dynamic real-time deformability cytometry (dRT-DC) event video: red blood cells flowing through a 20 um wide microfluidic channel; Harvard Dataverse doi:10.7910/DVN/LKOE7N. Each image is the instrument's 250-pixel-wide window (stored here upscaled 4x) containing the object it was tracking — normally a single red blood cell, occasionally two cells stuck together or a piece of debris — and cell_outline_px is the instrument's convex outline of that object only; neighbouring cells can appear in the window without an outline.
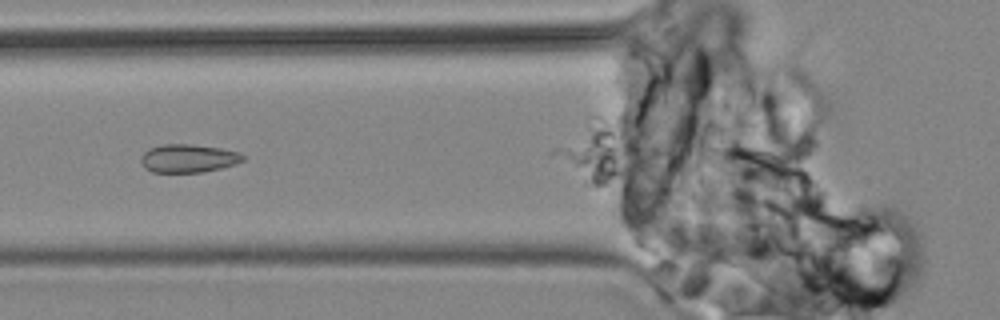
{"species": "common noctule bat (a hibernating species)", "species_latin": "Nyctalus noctula", "temperature_condition": "cold", "stored_images_in_passage": 15, "camera_frame_rate_fps": 3000, "um_per_image_px": 0.085, "animal": {"sex": "male", "body_mass_g": 19.2, "forearm_length_mm": 51.8}, "frame": {"image": 1, "passage_image": 11, "time_ms": 13.0, "image_size_px": [1000, 320], "cell_outline_px": [[244, 160], [236, 164], [204, 172], [152, 172], [144, 168], [140, 160], [140, 156], [148, 148], [164, 144], [192, 144], [220, 148], [240, 152], [244, 156]], "centroid_in_image_um": [15.99, 13.46], "position_along_channel_um": 109.8, "area_um2": 16.94}}
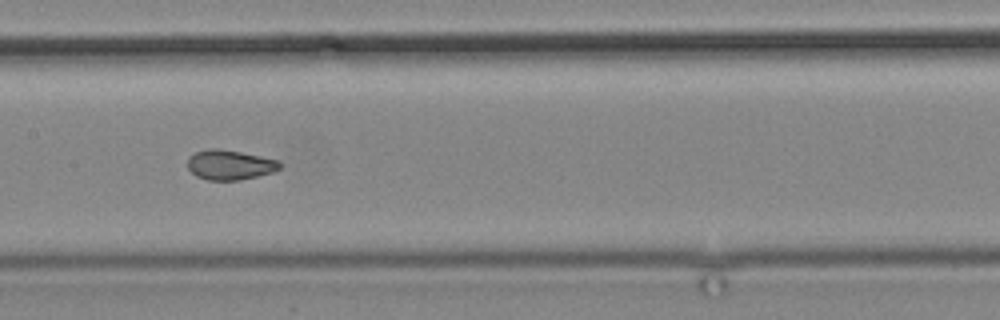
{"frame": {"image": 2, "passage_image": 13, "time_ms": 15.333, "image_size_px": [1000, 320], "cell_outline_px": [[280, 168], [272, 172], [240, 180], [208, 180], [196, 176], [188, 168], [188, 156], [196, 152], [208, 148], [216, 148], [240, 152], [280, 160]], "centroid_in_image_um": [19.51, 14.01], "position_along_channel_um": 187.9, "area_um2": 15.95}}
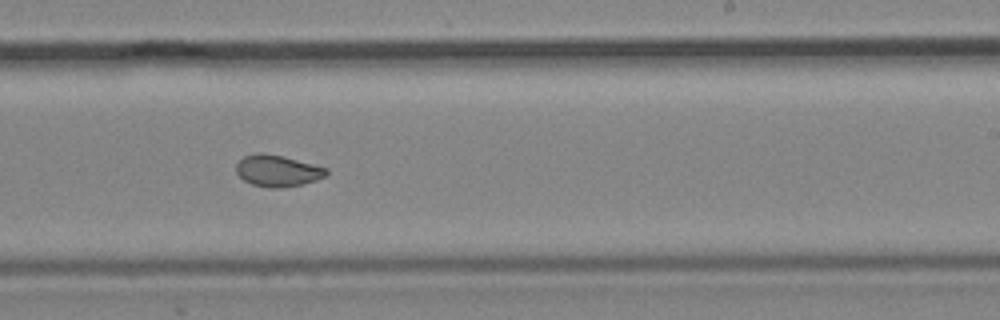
{"frame": {"image": 3, "passage_image": 15, "time_ms": 17.667, "image_size_px": [1000, 320], "cell_outline_px": [[328, 172], [324, 176], [316, 180], [300, 184], [280, 188], [272, 188], [252, 184], [244, 180], [236, 172], [236, 164], [244, 156], [256, 152], [260, 152], [284, 156], [328, 168]], "centroid_in_image_um": [23.58, 14.5], "position_along_channel_um": 265.4, "area_um2": 16.47}}